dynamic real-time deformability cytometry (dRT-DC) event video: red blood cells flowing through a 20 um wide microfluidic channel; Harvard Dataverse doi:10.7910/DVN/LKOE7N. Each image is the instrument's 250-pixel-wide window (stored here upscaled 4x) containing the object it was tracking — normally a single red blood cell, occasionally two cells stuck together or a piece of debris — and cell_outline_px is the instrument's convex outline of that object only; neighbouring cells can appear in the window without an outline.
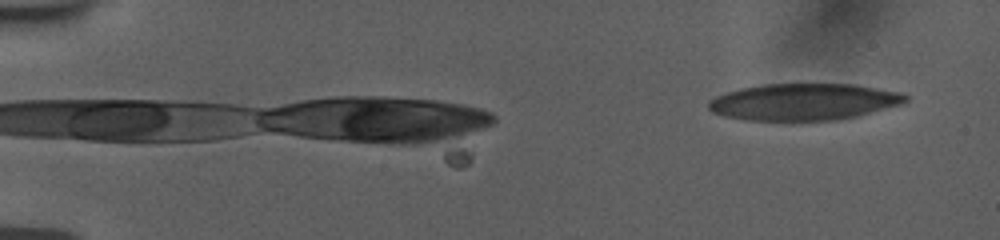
{"species": "human", "species_latin": "Homo sapiens", "temperature_condition": "room temperature", "stored_images_in_passage": 18, "camera_frame_rate_fps": 3000, "um_per_image_px": 0.085, "donor": {"sex": "female"}, "frame": {"image": 1, "passage_image": 18, "time_ms": 5.667, "image_size_px": [1000, 240], "cell_outline_px": [[908, 100], [896, 104], [868, 112], [852, 116], [828, 120], [752, 120], [728, 116], [712, 112], [708, 108], [708, 104], [712, 100], [728, 92], [744, 88], [764, 84], [852, 84], [896, 92], [908, 96]], "centroid_in_image_um": [68.27, 8.65], "position_along_channel_um": 16.7, "area_um2": 40.63}}